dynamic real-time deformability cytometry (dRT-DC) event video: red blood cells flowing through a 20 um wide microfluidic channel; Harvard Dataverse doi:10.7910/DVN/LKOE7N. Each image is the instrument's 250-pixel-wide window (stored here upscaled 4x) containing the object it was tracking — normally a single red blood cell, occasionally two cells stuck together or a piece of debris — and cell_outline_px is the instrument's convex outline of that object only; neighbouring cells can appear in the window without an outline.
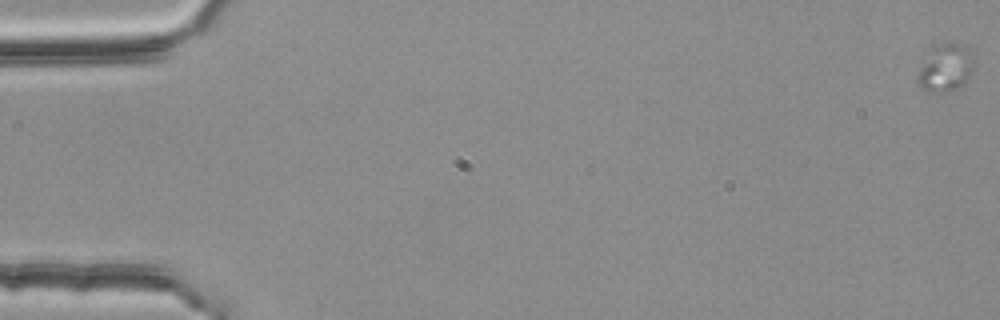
{"species": "common noctule bat (a hibernating species)", "species_latin": "Nyctalus noctula", "temperature_condition": "room temperature", "stored_images_in_passage": 23, "camera_frame_rate_fps": 3000, "um_per_image_px": 0.085, "animal": {"sex": "female", "body_mass_g": 25.1}, "frame": {"image": 1, "passage_image": 1, "time_ms": 0.0, "image_size_px": [1000, 320], "cell_outline_px": [[976, 56], [972, 72], [952, 92], [932, 92], [924, 88], [916, 80], [924, 48], [936, 44], [964, 44]], "centroid_in_image_um": [80.33, 5.69], "position_along_channel_um": 4.7, "area_um2": 16.13}}
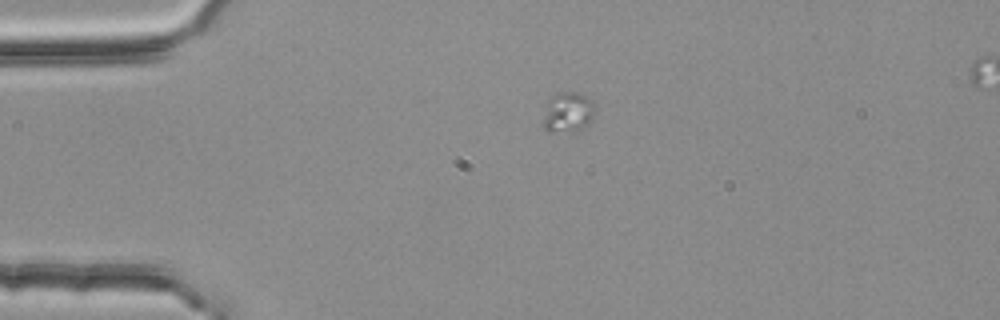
{"frame": {"image": 2, "passage_image": 14, "time_ms": 4.333, "image_size_px": [1000, 320], "cell_outline_px": [[592, 120], [584, 128], [576, 132], [548, 132], [544, 128], [544, 120], [548, 100], [556, 92], [584, 92], [588, 96], [592, 104]], "centroid_in_image_um": [48.28, 9.54], "position_along_channel_um": 36.7, "area_um2": 12.2}}